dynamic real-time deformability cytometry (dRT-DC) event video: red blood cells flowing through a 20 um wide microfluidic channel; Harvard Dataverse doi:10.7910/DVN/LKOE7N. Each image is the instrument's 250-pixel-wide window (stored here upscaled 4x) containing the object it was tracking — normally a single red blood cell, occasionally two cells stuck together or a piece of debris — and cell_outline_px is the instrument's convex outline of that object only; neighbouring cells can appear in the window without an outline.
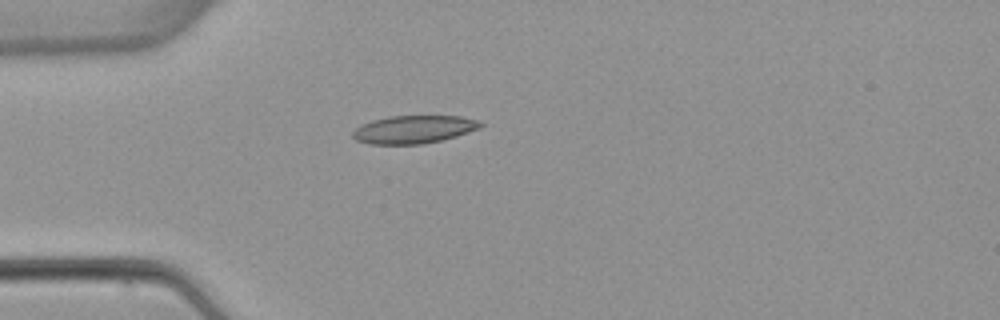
{"species": "common noctule bat (a hibernating species)", "species_latin": "Nyctalus noctula", "temperature_condition": "warm", "stored_images_in_passage": 5, "camera_frame_rate_fps": 3000, "um_per_image_px": 0.085, "animal": {"sex": "female", "body_mass_g": 22.7, "forearm_length_mm": 54.2}, "frame": {"image": 1, "passage_image": 5, "time_ms": 5.667, "image_size_px": [1000, 320], "cell_outline_px": [[484, 124], [480, 128], [456, 136], [424, 144], [368, 144], [356, 140], [352, 136], [352, 132], [356, 128], [372, 120], [392, 116], [460, 116], [476, 120]], "centroid_in_image_um": [35.16, 11.0], "position_along_channel_um": 49.8, "area_um2": 20.63}}